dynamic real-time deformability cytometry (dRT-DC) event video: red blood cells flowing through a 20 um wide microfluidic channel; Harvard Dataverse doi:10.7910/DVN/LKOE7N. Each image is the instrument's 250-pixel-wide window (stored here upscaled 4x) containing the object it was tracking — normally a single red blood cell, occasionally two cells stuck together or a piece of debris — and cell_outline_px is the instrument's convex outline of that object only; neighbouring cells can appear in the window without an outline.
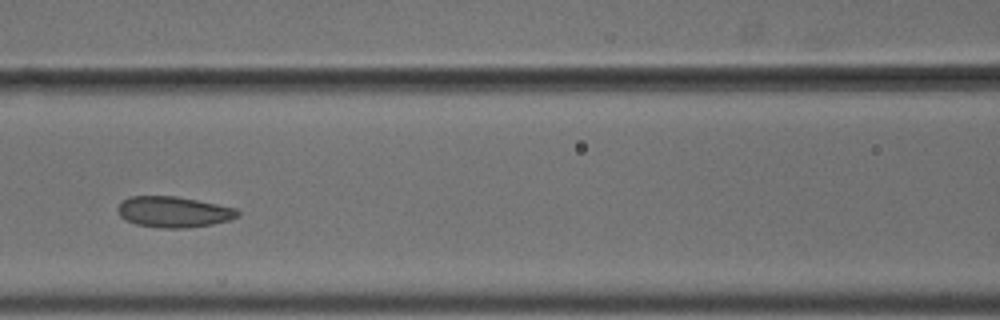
{"species": "common noctule bat (a hibernating species)", "species_latin": "Nyctalus noctula", "temperature_condition": "cold", "stored_images_in_passage": 7, "camera_frame_rate_fps": 3000, "um_per_image_px": 0.085, "animal": {"sex": "male", "body_mass_g": 18.8}, "frame": {"image": 1, "passage_image": 5, "time_ms": 1.333, "image_size_px": [1000, 320], "cell_outline_px": [[240, 216], [228, 220], [212, 224], [188, 228], [160, 228], [136, 224], [124, 220], [120, 216], [116, 208], [124, 200], [132, 196], [176, 196], [236, 208], [240, 212]], "centroid_in_image_um": [14.75, 18.02], "position_along_channel_um": 151.9, "area_um2": 21.56}}
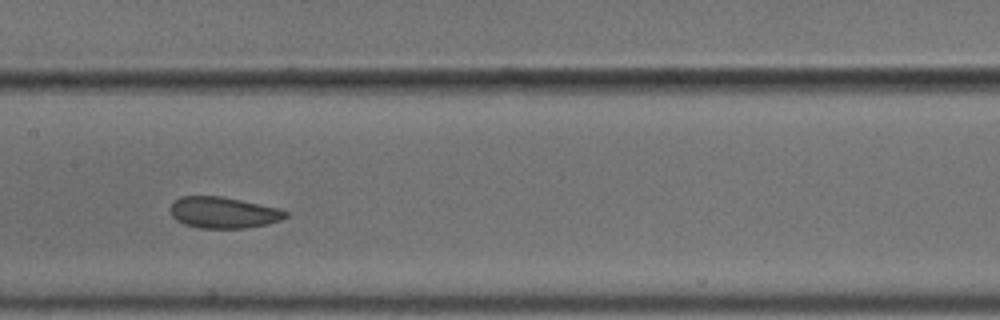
{"frame": {"image": 2, "passage_image": 6, "time_ms": 1.667, "image_size_px": [1000, 320], "cell_outline_px": [[288, 216], [280, 220], [268, 224], [244, 228], [200, 228], [184, 224], [176, 220], [172, 216], [172, 204], [180, 196], [220, 196], [280, 208], [288, 212]], "centroid_in_image_um": [19.02, 18.07], "position_along_channel_um": 188.4, "area_um2": 20.87}}
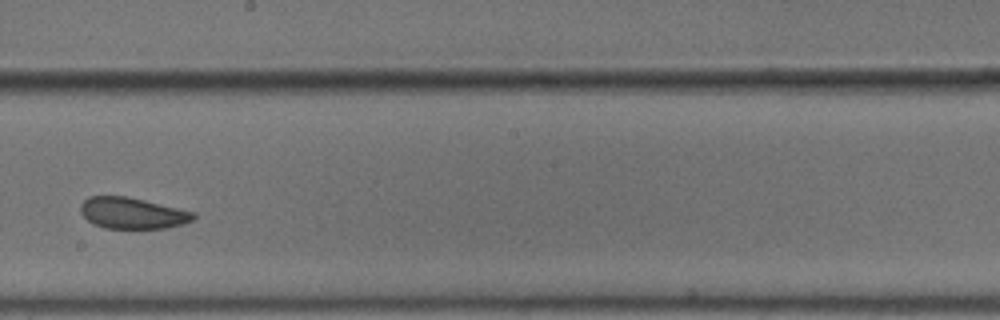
{"frame": {"image": 3, "passage_image": 7, "time_ms": 2.0, "image_size_px": [1000, 320], "cell_outline_px": [[196, 216], [192, 220], [184, 224], [168, 228], [104, 228], [92, 224], [80, 212], [80, 204], [88, 196], [128, 196], [196, 212]], "centroid_in_image_um": [11.26, 18.11], "position_along_channel_um": 236.9, "area_um2": 20.75}}